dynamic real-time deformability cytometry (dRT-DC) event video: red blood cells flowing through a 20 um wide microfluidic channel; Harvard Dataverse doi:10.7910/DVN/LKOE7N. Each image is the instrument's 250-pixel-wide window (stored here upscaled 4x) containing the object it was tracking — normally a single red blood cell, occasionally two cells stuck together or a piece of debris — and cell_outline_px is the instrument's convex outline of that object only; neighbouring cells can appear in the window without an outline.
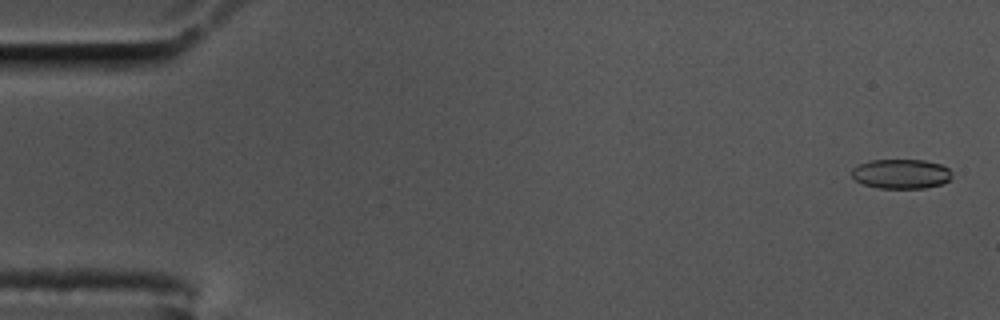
{"species": "common noctule bat (a hibernating species)", "species_latin": "Nyctalus noctula", "temperature_condition": "cold", "stored_images_in_passage": 25, "camera_frame_rate_fps": 3000, "um_per_image_px": 0.085, "animal": {"sex": "male", "body_mass_g": 17.5, "forearm_length_mm": 52.3}, "frame": {"image": 1, "passage_image": 2, "time_ms": 0.333, "image_size_px": [1000, 320], "cell_outline_px": [[952, 176], [948, 180], [940, 184], [924, 188], [880, 188], [864, 184], [856, 180], [852, 176], [852, 168], [860, 164], [872, 160], [924, 160], [940, 164], [948, 168], [952, 172]], "centroid_in_image_um": [76.6, 14.77], "position_along_channel_um": 8.4, "area_um2": 17.11}}
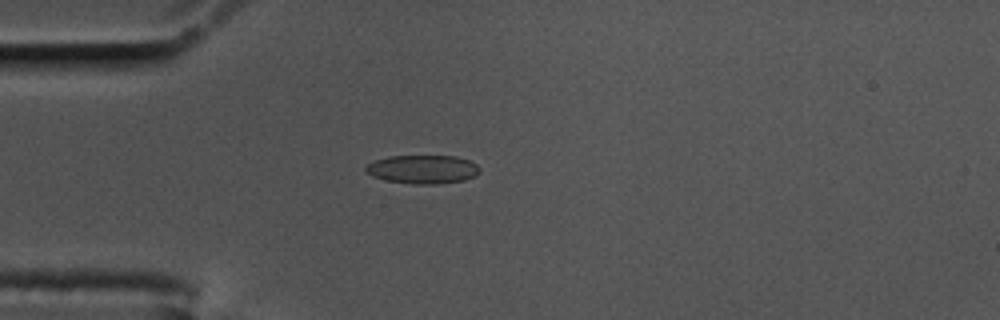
{"frame": {"image": 2, "passage_image": 16, "time_ms": 5.0, "image_size_px": [1000, 320], "cell_outline_px": [[480, 172], [476, 176], [464, 180], [436, 184], [412, 184], [388, 180], [372, 176], [364, 172], [364, 168], [368, 164], [376, 160], [388, 156], [456, 156], [468, 160], [476, 164], [480, 168]], "centroid_in_image_um": [35.94, 14.39], "position_along_channel_um": 49.1, "area_um2": 19.02}}
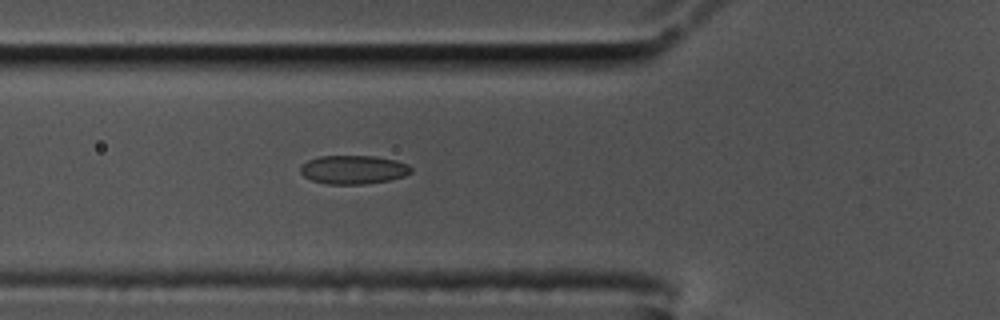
{"frame": {"image": 3, "passage_image": 21, "time_ms": 6.667, "image_size_px": [1000, 320], "cell_outline_px": [[412, 172], [404, 176], [388, 180], [364, 184], [328, 184], [312, 180], [304, 176], [300, 172], [300, 168], [308, 160], [320, 156], [376, 156], [396, 160], [408, 164], [412, 168]], "centroid_in_image_um": [30.06, 14.41], "position_along_channel_um": 95.7, "area_um2": 18.44}}